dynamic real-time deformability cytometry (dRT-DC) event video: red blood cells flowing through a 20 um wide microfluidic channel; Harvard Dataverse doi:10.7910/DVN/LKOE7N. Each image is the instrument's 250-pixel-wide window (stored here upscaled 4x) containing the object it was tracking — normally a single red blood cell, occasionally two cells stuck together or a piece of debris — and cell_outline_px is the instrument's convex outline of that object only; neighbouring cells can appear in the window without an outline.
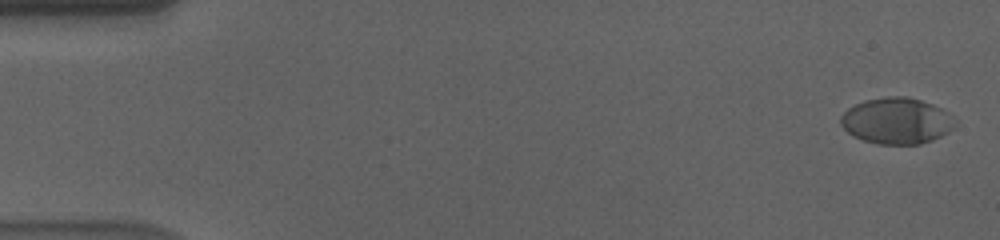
{"species": "human", "species_latin": "Homo sapiens", "temperature_condition": "cold", "stored_images_in_passage": 58, "camera_frame_rate_fps": 3000, "um_per_image_px": 0.085, "donor": {"sex": "male"}, "frame": {"image": 1, "passage_image": 2, "time_ms": 0.333, "image_size_px": [1000, 240], "cell_outline_px": [[956, 124], [948, 132], [932, 140], [920, 144], [876, 144], [852, 136], [840, 124], [840, 116], [848, 108], [864, 100], [888, 96], [908, 96], [932, 104], [948, 112], [956, 120]], "centroid_in_image_um": [76.2, 10.27], "position_along_channel_um": 8.8, "area_um2": 30.87}}
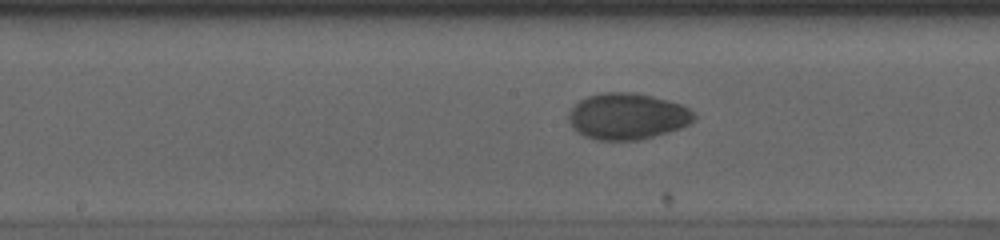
{"frame": {"image": 2, "passage_image": 30, "time_ms": 9.667, "image_size_px": [1000, 240], "cell_outline_px": [[696, 120], [680, 128], [668, 132], [640, 140], [596, 140], [584, 136], [576, 132], [568, 124], [568, 112], [580, 100], [588, 96], [600, 92], [632, 92], [652, 96], [684, 104], [696, 112]], "centroid_in_image_um": [53.33, 9.88], "position_along_channel_um": 194.9, "area_um2": 34.39}}
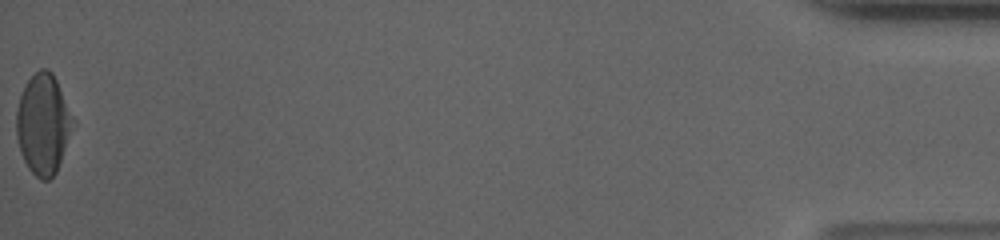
{"frame": {"image": 3, "passage_image": 58, "time_ms": 19.0, "image_size_px": [1000, 240], "cell_outline_px": [[76, 124], [56, 172], [48, 180], [40, 180], [28, 168], [20, 152], [16, 132], [16, 112], [20, 96], [24, 84], [40, 68], [48, 68], [52, 72], [76, 120]], "centroid_in_image_um": [3.69, 10.54], "position_along_channel_um": 431.5, "area_um2": 33.41}, "authors_computed_cell_mechanics": {"area_um2": 33.2061, "velocity_mm_per_s": 3.5829, "shape_relaxation_time_tau1_ms": 4.3387, "shape_relaxation_time_tau2_ms": 1.1766, "deformation_change_tau1": 0.1756, "deformation_change_tau2": 0.0337}}